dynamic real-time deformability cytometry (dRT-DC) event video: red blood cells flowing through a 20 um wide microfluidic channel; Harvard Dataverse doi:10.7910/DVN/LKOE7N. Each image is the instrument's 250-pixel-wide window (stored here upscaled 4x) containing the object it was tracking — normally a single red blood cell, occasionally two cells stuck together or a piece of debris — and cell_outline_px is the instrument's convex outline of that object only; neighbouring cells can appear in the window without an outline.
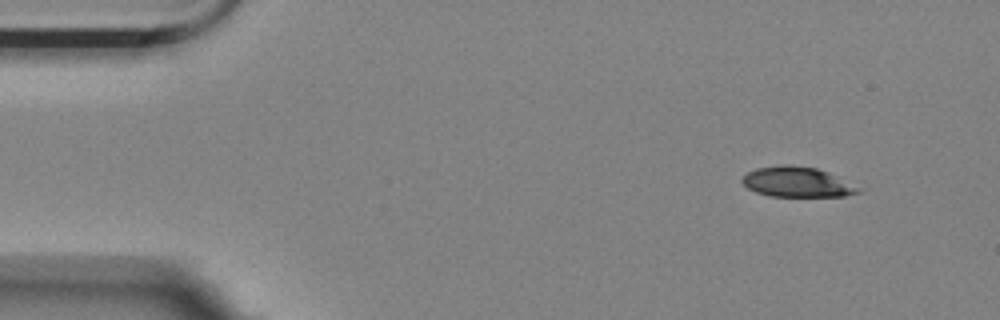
{"species": "Egyptian fruit bat (a non-hibernating species)", "species_latin": "Rousettus aegyptiacus", "temperature_condition": "room temperature", "stored_images_in_passage": 35, "camera_frame_rate_fps": 3000, "um_per_image_px": 0.085, "animal": {"sex": "female"}, "frame": {"image": 1, "passage_image": 1, "time_ms": 0.0, "image_size_px": [1000, 320], "cell_outline_px": [[868, 188], [864, 192], [844, 196], [772, 196], [756, 192], [748, 188], [740, 180], [748, 172], [756, 168], [780, 164], [788, 164], [816, 168], [828, 172]], "centroid_in_image_um": [67.89, 15.47], "position_along_channel_um": 17.1, "area_um2": 20.92}}
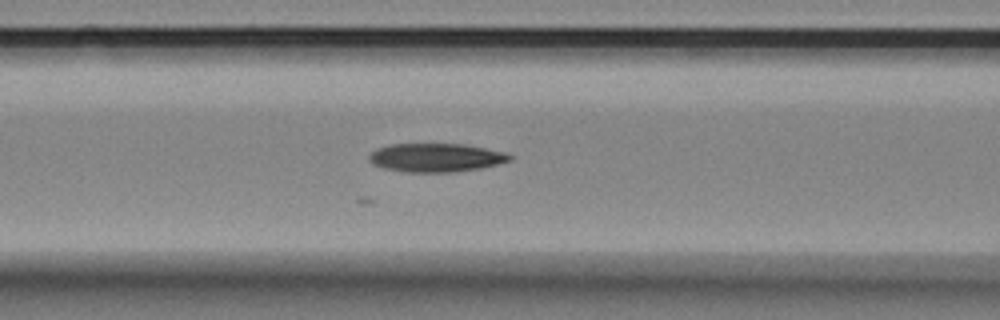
{"frame": {"image": 2, "passage_image": 18, "time_ms": 5.667, "image_size_px": [1000, 320], "cell_outline_px": [[512, 160], [480, 168], [452, 172], [404, 172], [384, 168], [372, 164], [368, 160], [368, 156], [376, 148], [388, 144], [464, 144], [508, 152], [512, 156]], "centroid_in_image_um": [37.04, 13.39], "position_along_channel_um": 129.6, "area_um2": 23.58}}
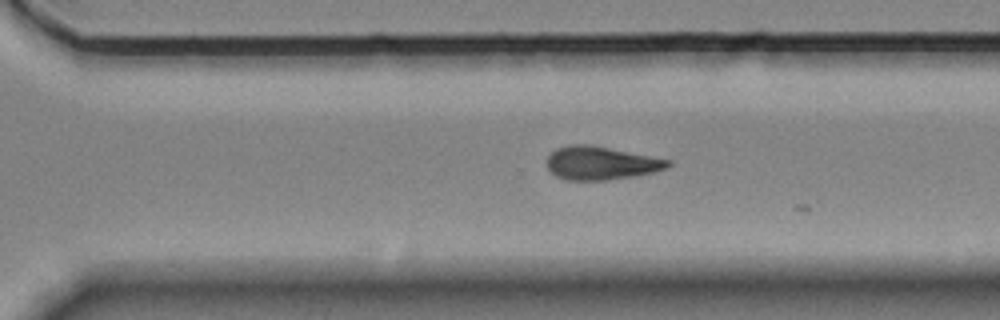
{"frame": {"image": 3, "passage_image": 34, "time_ms": 11.0, "image_size_px": [1000, 320], "cell_outline_px": [[672, 164], [668, 168], [652, 172], [632, 176], [608, 180], [568, 180], [556, 176], [548, 168], [548, 156], [556, 148], [568, 144], [588, 144], [672, 160]], "centroid_in_image_um": [51.09, 13.86], "position_along_channel_um": 319.5, "area_um2": 23.35}}